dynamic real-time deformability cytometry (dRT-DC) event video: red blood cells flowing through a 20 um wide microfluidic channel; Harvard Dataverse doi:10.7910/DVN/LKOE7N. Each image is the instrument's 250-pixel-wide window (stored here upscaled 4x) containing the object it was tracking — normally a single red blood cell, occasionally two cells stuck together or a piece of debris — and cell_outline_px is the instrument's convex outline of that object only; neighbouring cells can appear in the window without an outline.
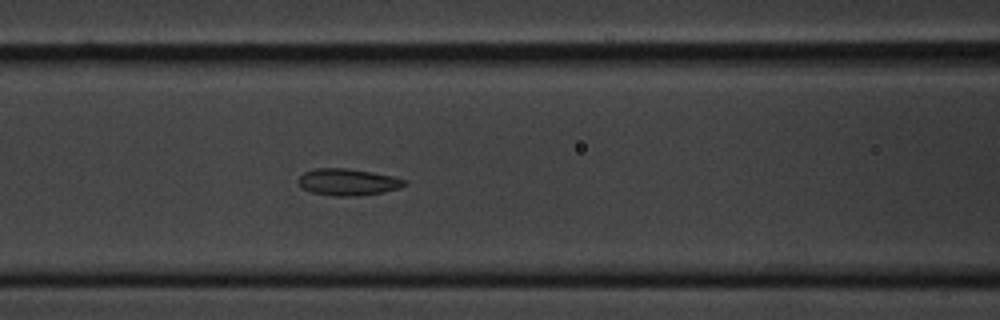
{"species": "common noctule bat (a hibernating species)", "species_latin": "Nyctalus noctula", "temperature_condition": "cold", "stored_images_in_passage": 7, "camera_frame_rate_fps": 3000, "um_per_image_px": 0.085, "animal": {"sex": "male", "body_mass_g": 20.1, "forearm_length_mm": 53.5}, "frame": {"image": 1, "passage_image": 7, "time_ms": 2.0, "image_size_px": [1000, 320], "cell_outline_px": [[408, 184], [400, 188], [384, 192], [356, 196], [332, 196], [312, 192], [304, 188], [296, 180], [304, 172], [312, 168], [348, 168], [372, 172], [392, 176], [408, 180]], "centroid_in_image_um": [29.59, 15.47], "position_along_channel_um": 137.0, "area_um2": 16.7}}